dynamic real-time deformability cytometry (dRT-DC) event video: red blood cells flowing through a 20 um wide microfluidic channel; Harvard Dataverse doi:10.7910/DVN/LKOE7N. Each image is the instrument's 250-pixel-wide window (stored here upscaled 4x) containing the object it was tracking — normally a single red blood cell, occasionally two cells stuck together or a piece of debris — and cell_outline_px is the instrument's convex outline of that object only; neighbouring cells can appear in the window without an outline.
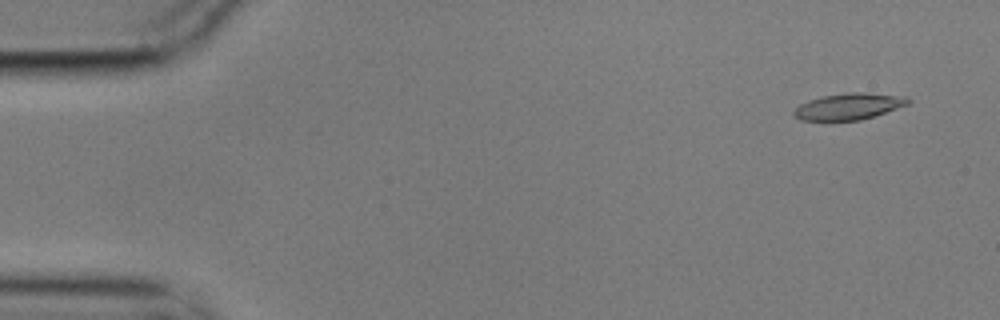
{"species": "common noctule bat (a hibernating species)", "species_latin": "Nyctalus noctula", "temperature_condition": "cold", "stored_images_in_passage": 2, "camera_frame_rate_fps": 3000, "um_per_image_px": 0.085, "animal": {"sex": "male", "body_mass_g": 17.9}, "frame": {"image": 1, "passage_image": 1, "time_ms": 0.0, "image_size_px": [1000, 320], "cell_outline_px": [[912, 100], [908, 104], [860, 120], [800, 120], [792, 112], [800, 104], [808, 100], [824, 96], [848, 92], [864, 92], [908, 96]], "centroid_in_image_um": [72.17, 9.03], "position_along_channel_um": 12.8, "area_um2": 17.4}}